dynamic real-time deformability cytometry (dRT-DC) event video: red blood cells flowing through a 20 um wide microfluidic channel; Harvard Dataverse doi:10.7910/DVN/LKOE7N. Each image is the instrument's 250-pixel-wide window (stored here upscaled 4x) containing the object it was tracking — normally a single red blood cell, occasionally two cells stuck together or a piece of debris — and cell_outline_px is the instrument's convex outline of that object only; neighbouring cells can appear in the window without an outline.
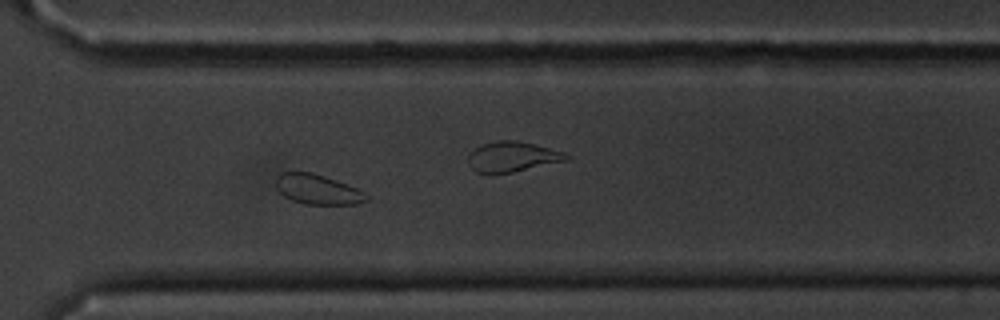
{"species": "common noctule bat (a hibernating species)", "species_latin": "Nyctalus noctula", "temperature_condition": "cold", "stored_images_in_passage": 52, "camera_frame_rate_fps": 3000, "um_per_image_px": 0.085, "animal": {"sex": "male", "body_mass_g": 20.1, "forearm_length_mm": 53.5}, "frame": {"image": 1, "passage_image": 36, "time_ms": 11.667, "image_size_px": [1000, 320], "cell_outline_px": [[368, 200], [356, 204], [308, 204], [292, 200], [284, 196], [276, 188], [276, 176], [280, 172], [312, 172], [336, 180], [356, 188], [364, 192], [368, 196]], "centroid_in_image_um": [26.97, 16.09], "position_along_channel_um": 343.6, "area_um2": 15.66}}
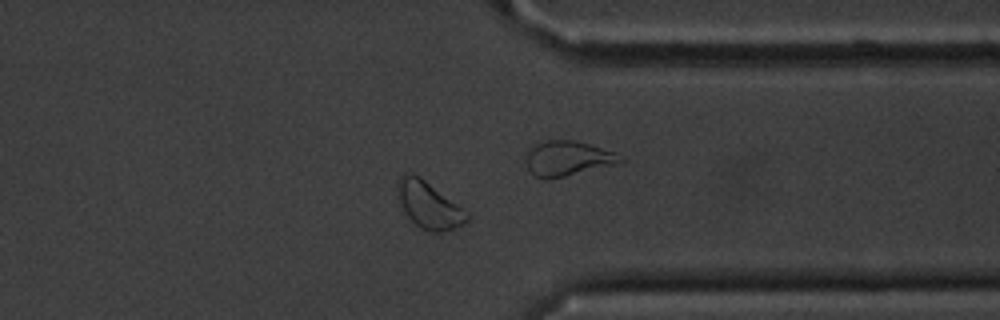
{"frame": {"image": 2, "passage_image": 39, "time_ms": 12.667, "image_size_px": [1000, 320], "cell_outline_px": [[472, 216], [464, 224], [440, 232], [432, 232], [420, 228], [408, 216], [400, 200], [396, 184], [400, 176], [404, 172], [420, 176], [464, 208]], "centroid_in_image_um": [36.49, 17.41], "position_along_channel_um": 374.9, "area_um2": 18.79}}